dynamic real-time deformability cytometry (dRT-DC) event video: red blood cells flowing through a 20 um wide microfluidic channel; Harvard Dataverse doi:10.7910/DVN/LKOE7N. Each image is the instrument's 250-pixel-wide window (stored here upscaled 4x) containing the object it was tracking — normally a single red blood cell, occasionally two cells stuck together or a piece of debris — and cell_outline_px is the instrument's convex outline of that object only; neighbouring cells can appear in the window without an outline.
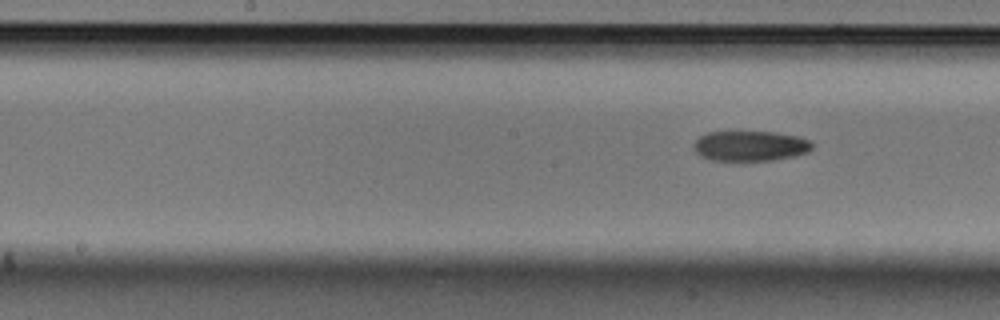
{"species": "Egyptian fruit bat (a non-hibernating species)", "species_latin": "Rousettus aegyptiacus", "temperature_condition": "cold", "stored_images_in_passage": 8, "segment_of_instrument_passage": [2, 2], "camera_frame_rate_fps": 3000, "um_per_image_px": 0.085, "animal": {"sex": "male"}, "frame": {"image": 1, "passage_image": 8, "time_ms": 2.333, "image_size_px": [1000, 320], "cell_outline_px": [[812, 148], [808, 152], [792, 156], [772, 160], [744, 164], [732, 164], [708, 160], [700, 156], [692, 148], [692, 144], [700, 136], [708, 132], [776, 132], [796, 136], [812, 140]], "centroid_in_image_um": [63.7, 12.47], "position_along_channel_um": 184.5, "area_um2": 21.96}}